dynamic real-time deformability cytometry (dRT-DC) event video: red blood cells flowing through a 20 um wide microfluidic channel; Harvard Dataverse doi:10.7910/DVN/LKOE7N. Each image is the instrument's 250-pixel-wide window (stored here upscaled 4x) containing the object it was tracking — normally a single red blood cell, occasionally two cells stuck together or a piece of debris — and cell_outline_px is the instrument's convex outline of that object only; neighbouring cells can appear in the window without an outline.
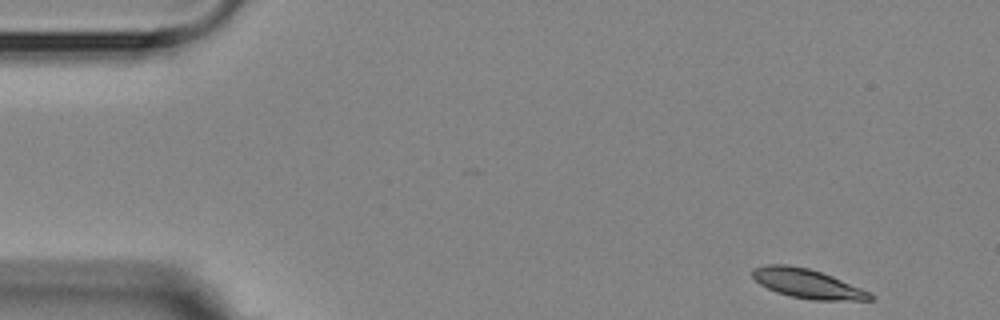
{"species": "Egyptian fruit bat (a non-hibernating species)", "species_latin": "Rousettus aegyptiacus", "temperature_condition": "room temperature", "stored_images_in_passage": 3, "camera_frame_rate_fps": 3000, "um_per_image_px": 0.085, "animal": {"sex": "female"}, "frame": {"image": 1, "passage_image": 1, "time_ms": 0.0, "image_size_px": [1000, 320], "cell_outline_px": [[876, 296], [872, 300], [812, 300], [792, 296], [776, 292], [760, 284], [752, 276], [752, 268], [768, 264], [784, 264], [808, 268], [832, 276], [872, 292]], "centroid_in_image_um": [68.66, 24.11], "position_along_channel_um": 16.3, "area_um2": 20.06}}
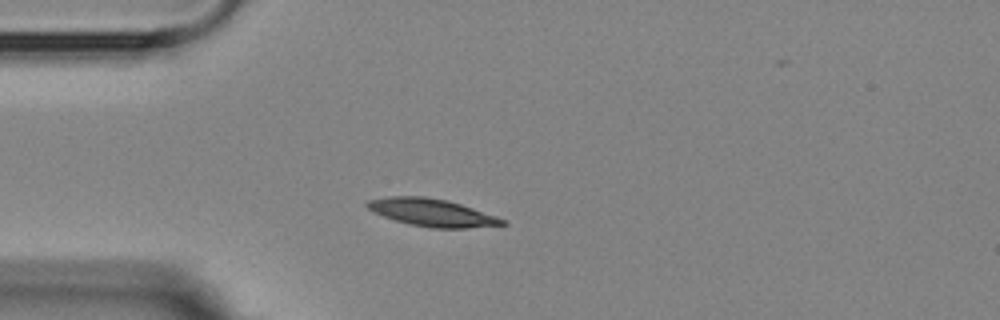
{"frame": {"image": 2, "passage_image": 3, "time_ms": 3.333, "image_size_px": [1000, 320], "cell_outline_px": [[508, 224], [468, 228], [432, 228], [412, 224], [396, 220], [372, 212], [364, 204], [368, 200], [388, 196], [424, 196], [448, 200], [496, 216], [504, 220]], "centroid_in_image_um": [36.69, 18.06], "position_along_channel_um": 48.3, "area_um2": 21.5}}